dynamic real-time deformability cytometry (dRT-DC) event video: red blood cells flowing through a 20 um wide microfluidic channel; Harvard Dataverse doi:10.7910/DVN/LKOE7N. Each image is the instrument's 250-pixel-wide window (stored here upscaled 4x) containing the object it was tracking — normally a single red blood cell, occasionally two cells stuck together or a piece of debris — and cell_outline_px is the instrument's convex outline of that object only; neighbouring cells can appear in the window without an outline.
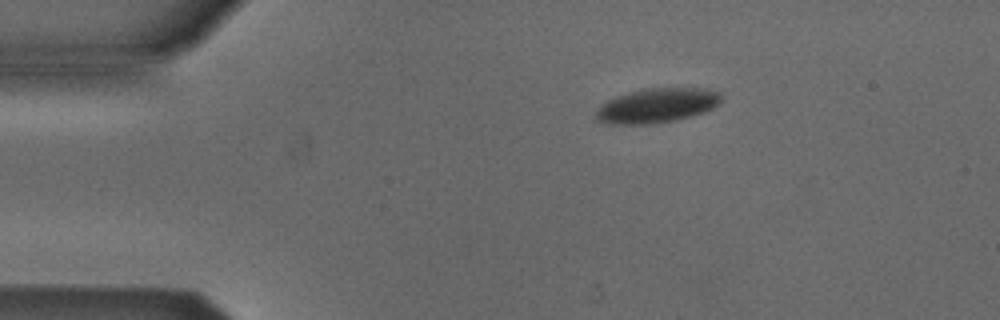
{"species": "Egyptian fruit bat (a non-hibernating species)", "species_latin": "Rousettus aegyptiacus", "temperature_condition": "cold", "stored_images_in_passage": 6, "camera_frame_rate_fps": 3000, "um_per_image_px": 0.085, "animal": {"sex": "male"}, "frame": {"image": 1, "passage_image": 1, "time_ms": 0.0, "image_size_px": [1000, 320], "cell_outline_px": [[724, 100], [720, 104], [704, 112], [692, 116], [676, 120], [648, 124], [608, 124], [596, 120], [596, 108], [600, 104], [616, 96], [640, 88], [704, 88], [720, 92], [724, 96]], "centroid_in_image_um": [55.86, 8.96], "position_along_channel_um": 29.1, "area_um2": 25.66}}
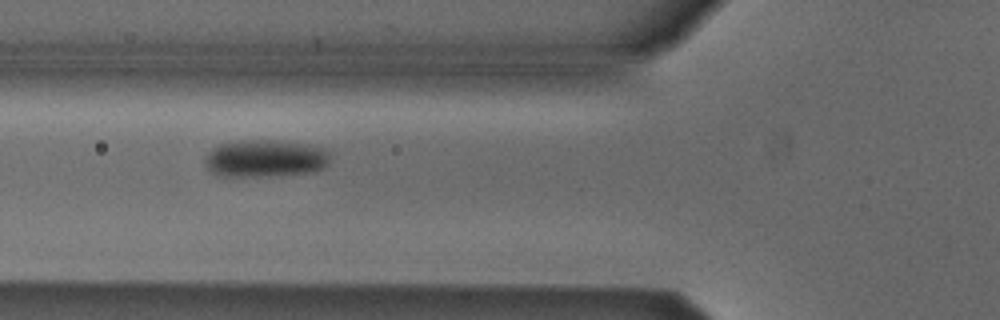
{"frame": {"image": 2, "passage_image": 4, "time_ms": 1.0, "image_size_px": [1000, 320], "cell_outline_px": [[328, 164], [324, 168], [316, 172], [260, 176], [216, 176], [204, 164], [204, 160], [208, 152], [212, 148], [220, 144], [240, 140], [276, 140], [308, 144], [324, 148], [328, 152]], "centroid_in_image_um": [22.53, 13.46], "position_along_channel_um": 103.3, "area_um2": 27.46}}
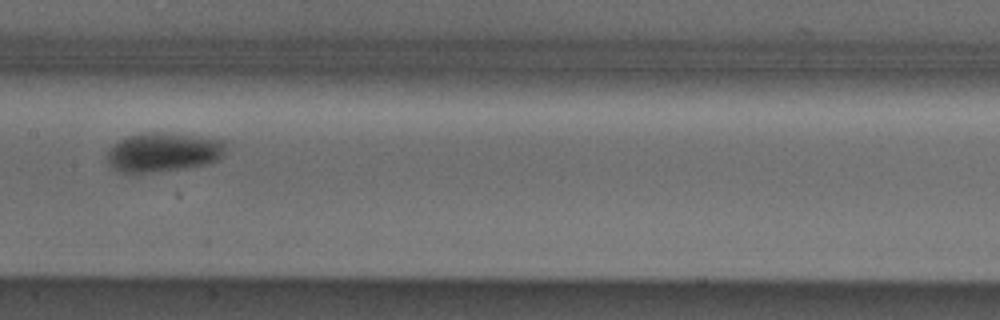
{"frame": {"image": 3, "passage_image": 6, "time_ms": 1.667, "image_size_px": [1000, 320], "cell_outline_px": [[224, 152], [216, 160], [208, 164], [184, 168], [148, 172], [120, 172], [112, 168], [104, 156], [108, 148], [112, 144], [128, 136], [144, 132], [160, 132], [196, 136], [224, 140]], "centroid_in_image_um": [13.8, 12.93], "position_along_channel_um": 193.6, "area_um2": 27.05}}